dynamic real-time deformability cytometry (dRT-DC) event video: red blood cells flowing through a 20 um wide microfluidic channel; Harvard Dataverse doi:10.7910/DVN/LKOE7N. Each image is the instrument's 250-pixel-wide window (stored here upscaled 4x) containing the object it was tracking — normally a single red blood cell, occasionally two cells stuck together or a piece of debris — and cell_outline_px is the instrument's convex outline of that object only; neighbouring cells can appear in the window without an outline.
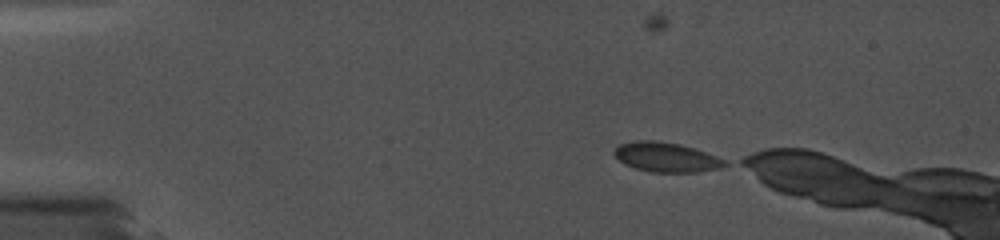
{"species": "common noctule bat (a hibernating species)", "species_latin": "Nyctalus noctula", "temperature_condition": "cold", "stored_images_in_passage": 30, "camera_frame_rate_fps": 5000, "um_per_image_px": 0.085, "animal": {"sex": "female", "body_mass_g": 19.0, "forearm_length_mm": 56.7}, "frame": {"image": 1, "passage_image": 1, "time_ms": 0.0, "image_size_px": [1000, 240], "cell_outline_px": [[728, 164], [720, 168], [696, 172], [648, 172], [624, 164], [612, 152], [620, 144], [632, 140], [656, 140], [680, 144], [728, 160]], "centroid_in_image_um": [56.62, 13.36], "position_along_channel_um": 28.4, "area_um2": 19.07}}
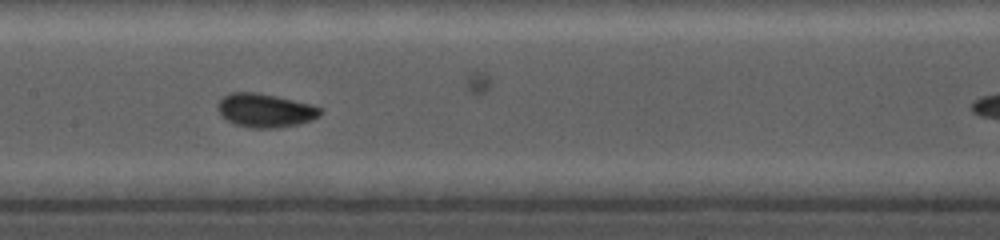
{"frame": {"image": 2, "passage_image": 17, "time_ms": 6.2, "image_size_px": [1000, 240], "cell_outline_px": [[324, 112], [320, 116], [312, 120], [296, 124], [276, 128], [248, 128], [236, 124], [228, 120], [216, 108], [216, 104], [224, 96], [232, 92], [256, 92], [276, 96], [312, 104], [324, 108]], "centroid_in_image_um": [22.59, 9.38], "position_along_channel_um": 184.8, "area_um2": 20.23}}
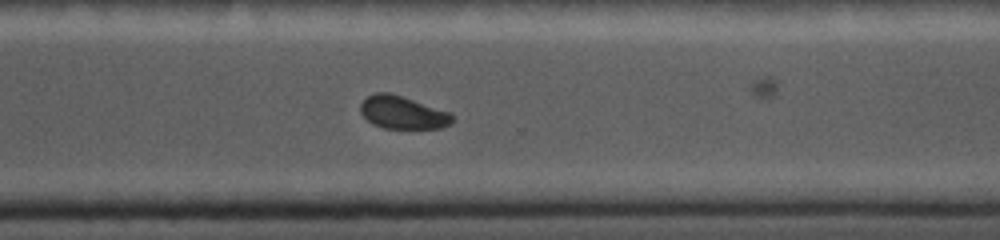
{"frame": {"image": 3, "passage_image": 27, "time_ms": 10.2, "image_size_px": [1000, 240], "cell_outline_px": [[452, 124], [440, 128], [384, 128], [372, 124], [360, 112], [360, 104], [368, 96], [376, 92], [388, 92], [452, 112]], "centroid_in_image_um": [34.24, 9.56], "position_along_channel_um": 336.4, "area_um2": 17.51}}